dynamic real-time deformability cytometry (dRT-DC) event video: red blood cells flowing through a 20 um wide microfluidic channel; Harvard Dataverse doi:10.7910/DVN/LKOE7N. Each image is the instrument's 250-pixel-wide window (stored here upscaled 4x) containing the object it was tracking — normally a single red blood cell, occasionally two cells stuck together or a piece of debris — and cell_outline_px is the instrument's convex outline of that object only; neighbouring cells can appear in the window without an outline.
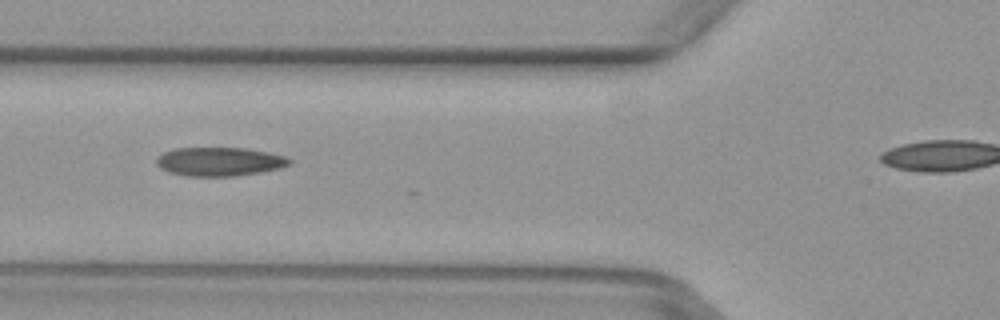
{"species": "common noctule bat (a hibernating species)", "species_latin": "Nyctalus noctula", "temperature_condition": "warm", "stored_images_in_passage": 4, "camera_frame_rate_fps": 3000, "um_per_image_px": 0.085, "animal": {"sex": "female", "body_mass_g": 29.2, "forearm_length_mm": 56.3}, "frame": {"image": 1, "passage_image": 4, "time_ms": 1.0, "image_size_px": [1000, 320], "cell_outline_px": [[292, 164], [280, 168], [260, 172], [236, 176], [184, 176], [168, 172], [160, 168], [156, 164], [156, 156], [172, 148], [248, 148], [268, 152], [284, 156], [292, 160]], "centroid_in_image_um": [18.63, 13.74], "position_along_channel_um": 107.2, "area_um2": 22.54}}